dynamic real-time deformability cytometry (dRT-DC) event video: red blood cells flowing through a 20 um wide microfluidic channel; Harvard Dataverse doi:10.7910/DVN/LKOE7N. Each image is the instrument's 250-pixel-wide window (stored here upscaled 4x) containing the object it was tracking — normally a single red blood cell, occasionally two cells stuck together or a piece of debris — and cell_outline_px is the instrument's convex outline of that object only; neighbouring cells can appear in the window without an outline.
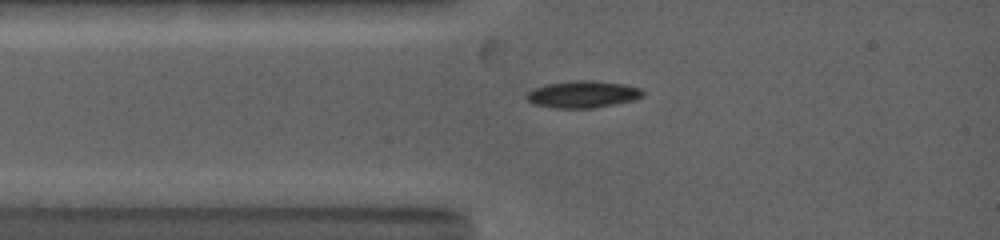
{"species": "common noctule bat (a hibernating species)", "species_latin": "Nyctalus noctula", "temperature_condition": "warm", "stored_images_in_passage": 7, "camera_frame_rate_fps": 5000, "um_per_image_px": 0.085, "animal": {"sex": "female", "body_mass_g": 19.0, "forearm_length_mm": 53.3}, "frame": {"image": 1, "passage_image": 1, "time_ms": 0.0, "image_size_px": [1000, 240], "cell_outline_px": [[644, 96], [632, 100], [592, 108], [556, 108], [536, 104], [528, 100], [524, 96], [528, 92], [536, 88], [548, 84], [572, 80], [588, 80], [624, 84], [640, 88], [644, 92]], "centroid_in_image_um": [49.55, 8.01], "position_along_channel_um": 35.5, "area_um2": 17.98}}